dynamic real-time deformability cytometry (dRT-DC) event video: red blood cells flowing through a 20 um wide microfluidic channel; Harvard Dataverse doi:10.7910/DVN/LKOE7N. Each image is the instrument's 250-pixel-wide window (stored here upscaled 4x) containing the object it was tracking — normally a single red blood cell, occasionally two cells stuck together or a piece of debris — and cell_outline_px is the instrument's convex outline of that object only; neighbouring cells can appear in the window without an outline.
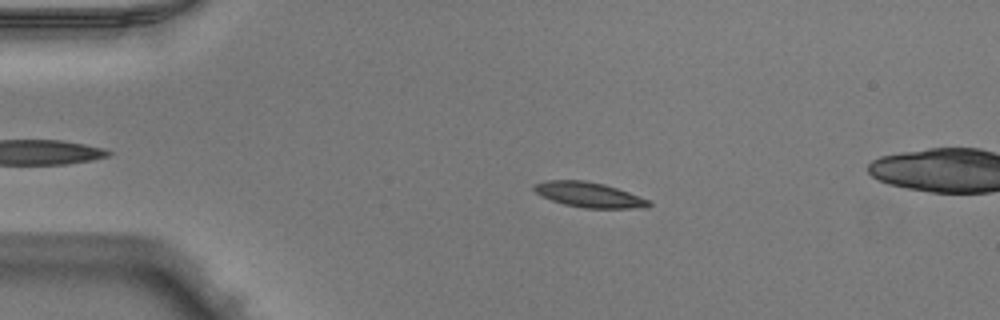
{"species": "Egyptian fruit bat (a non-hibernating species)", "species_latin": "Rousettus aegyptiacus", "temperature_condition": "warm", "stored_images_in_passage": 45, "camera_frame_rate_fps": 3000, "um_per_image_px": 0.085, "animal": {"sex": "male"}, "frame": {"image": 1, "passage_image": 11, "time_ms": 3.333, "image_size_px": [1000, 320], "cell_outline_px": [[652, 204], [644, 208], [584, 208], [564, 204], [552, 200], [536, 192], [532, 188], [532, 184], [548, 180], [584, 180], [604, 184], [628, 192], [648, 200]], "centroid_in_image_um": [50.04, 16.55], "position_along_channel_um": 35.0, "area_um2": 16.59}}
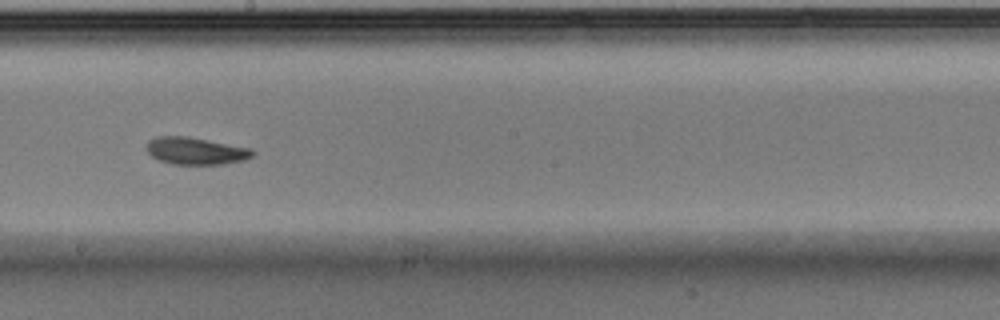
{"frame": {"image": 2, "passage_image": 29, "time_ms": 9.333, "image_size_px": [1000, 320], "cell_outline_px": [[256, 152], [252, 156], [244, 160], [224, 164], [172, 164], [160, 160], [152, 156], [148, 152], [148, 140], [156, 136], [188, 136], [252, 148]], "centroid_in_image_um": [16.67, 12.82], "position_along_channel_um": 231.5, "area_um2": 16.82}}
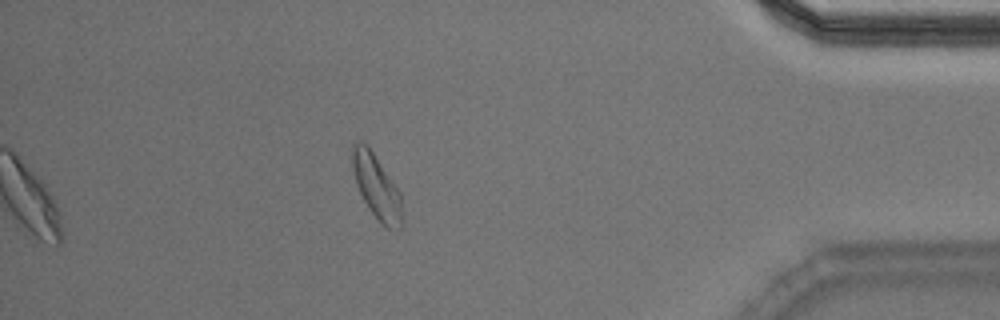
{"frame": {"image": 3, "passage_image": 45, "time_ms": 14.667, "image_size_px": [1000, 320], "cell_outline_px": [[400, 228], [388, 228], [380, 224], [364, 200], [356, 184], [352, 168], [352, 144], [356, 140], [360, 140], [368, 144], [400, 192]], "centroid_in_image_um": [31.95, 15.78], "position_along_channel_um": 403.2, "area_um2": 18.32}, "authors_computed_cell_mechanics": {"area_um2": 16.7042, "velocity_mm_per_s": 3.9825, "shape_relaxation_time_tau1_ms": 3.4437, "shape_relaxation_time_tau2_ms": 3.8246, "deformation_change_tau1": 0.1153, "deformation_change_tau2": 0.0972}}